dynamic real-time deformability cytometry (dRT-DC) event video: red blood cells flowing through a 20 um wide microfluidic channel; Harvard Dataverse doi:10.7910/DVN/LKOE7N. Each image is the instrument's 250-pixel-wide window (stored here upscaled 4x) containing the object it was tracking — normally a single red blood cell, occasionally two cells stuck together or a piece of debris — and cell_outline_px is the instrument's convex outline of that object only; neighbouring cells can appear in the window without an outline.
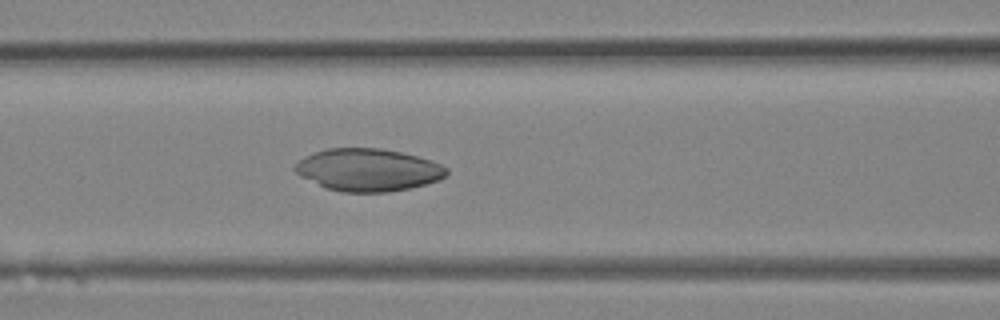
{"species": "Egyptian fruit bat (a non-hibernating species)", "species_latin": "Rousettus aegyptiacus", "temperature_condition": "room temperature", "stored_images_in_passage": 32, "camera_frame_rate_fps": 3000, "um_per_image_px": 0.085, "animal": {"sex": "female"}, "frame": {"image": 1, "passage_image": 13, "time_ms": 4.0, "image_size_px": [1000, 320], "cell_outline_px": [[448, 172], [440, 180], [408, 188], [388, 192], [344, 192], [324, 188], [300, 176], [292, 168], [304, 156], [328, 148], [380, 148], [400, 152], [416, 156], [440, 164], [448, 168]], "centroid_in_image_um": [31.25, 14.44], "position_along_channel_um": 135.3, "area_um2": 37.34}}
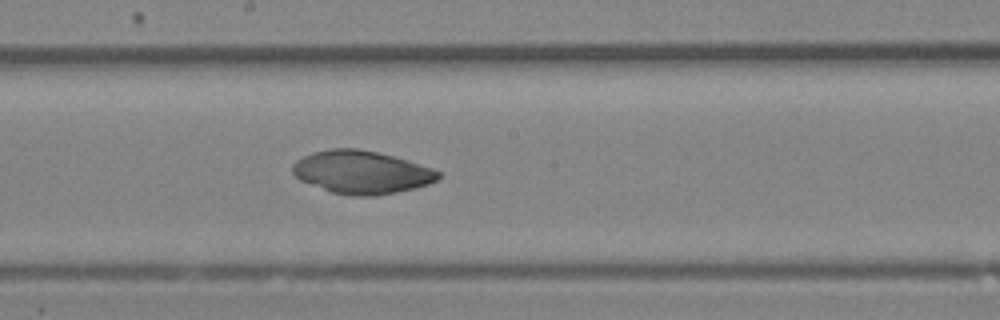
{"frame": {"image": 2, "passage_image": 17, "time_ms": 5.333, "image_size_px": [1000, 320], "cell_outline_px": [[440, 176], [436, 180], [428, 184], [416, 188], [376, 196], [352, 196], [332, 192], [300, 180], [292, 172], [292, 164], [296, 160], [312, 152], [328, 148], [356, 148], [376, 152], [408, 160], [432, 168], [440, 172]], "centroid_in_image_um": [30.72, 14.63], "position_along_channel_um": 217.5, "area_um2": 36.47}}
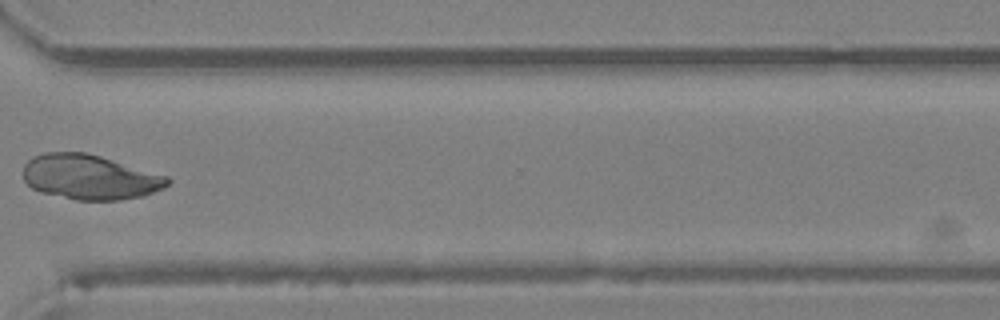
{"frame": {"image": 3, "passage_image": 24, "time_ms": 7.667, "image_size_px": [1000, 320], "cell_outline_px": [[172, 180], [164, 188], [144, 196], [120, 200], [76, 200], [40, 192], [32, 188], [24, 180], [24, 164], [32, 156], [44, 152], [84, 152], [100, 156], [168, 176]], "centroid_in_image_um": [7.64, 15.05], "position_along_channel_um": 363.0, "area_um2": 37.86}}